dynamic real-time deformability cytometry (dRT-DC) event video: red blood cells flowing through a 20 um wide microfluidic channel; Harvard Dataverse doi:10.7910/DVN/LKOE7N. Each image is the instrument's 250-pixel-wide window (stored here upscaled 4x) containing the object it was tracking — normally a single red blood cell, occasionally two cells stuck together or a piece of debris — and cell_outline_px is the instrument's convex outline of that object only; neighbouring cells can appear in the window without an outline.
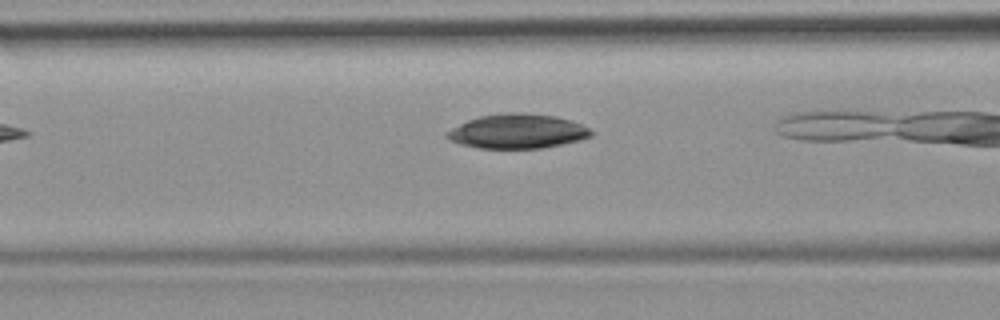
{"species": "common noctule bat (a hibernating species)", "species_latin": "Nyctalus noctula", "temperature_condition": "room temperature", "stored_images_in_passage": 10, "camera_frame_rate_fps": 3000, "um_per_image_px": 0.085, "animal": {"sex": "female", "body_mass_g": 19.9}, "frame": {"image": 1, "passage_image": 7, "time_ms": 8.0, "image_size_px": [1000, 320], "cell_outline_px": [[592, 136], [580, 140], [540, 148], [476, 148], [460, 144], [448, 140], [444, 136], [444, 132], [468, 120], [480, 116], [508, 112], [524, 112], [556, 116], [572, 120], [588, 128], [592, 132]], "centroid_in_image_um": [43.94, 11.15], "position_along_channel_um": 122.7, "area_um2": 29.02}}